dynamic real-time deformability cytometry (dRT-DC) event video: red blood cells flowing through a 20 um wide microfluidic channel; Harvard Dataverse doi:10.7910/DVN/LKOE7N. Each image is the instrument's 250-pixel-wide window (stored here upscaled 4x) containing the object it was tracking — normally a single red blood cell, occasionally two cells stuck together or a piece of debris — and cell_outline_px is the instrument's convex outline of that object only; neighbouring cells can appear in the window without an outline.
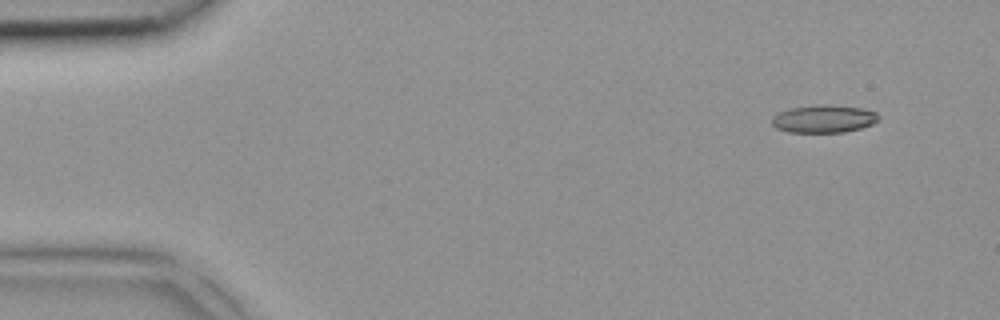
{"species": "common noctule bat (a hibernating species)", "species_latin": "Nyctalus noctula", "temperature_condition": "room temperature", "stored_images_in_passage": 4, "segment_of_instrument_passage": [1, 2], "camera_frame_rate_fps": 3000, "um_per_image_px": 0.085, "animal": {"sex": "female", "body_mass_g": 18.4}, "frame": {"image": 1, "passage_image": 1, "time_ms": 0.0, "image_size_px": [1000, 320], "cell_outline_px": [[876, 120], [872, 124], [860, 128], [844, 132], [788, 132], [776, 128], [772, 124], [772, 116], [780, 112], [792, 108], [820, 104], [828, 104], [860, 108], [876, 112]], "centroid_in_image_um": [69.97, 10.1], "position_along_channel_um": 15.0, "area_um2": 16.99}}
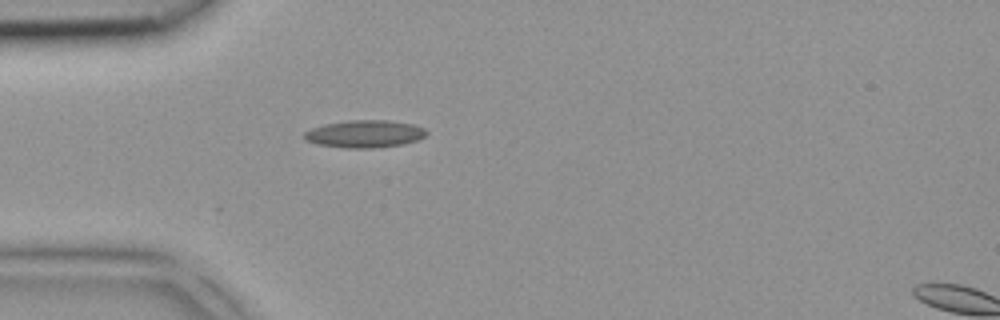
{"frame": {"image": 2, "passage_image": 3, "time_ms": 0.667, "image_size_px": [1000, 320], "cell_outline_px": [[428, 132], [424, 136], [416, 140], [400, 144], [372, 148], [348, 148], [316, 144], [304, 140], [304, 132], [312, 128], [324, 124], [348, 120], [388, 120], [412, 124], [424, 128]], "centroid_in_image_um": [30.96, 11.37], "position_along_channel_um": 54.0, "area_um2": 19.42}}